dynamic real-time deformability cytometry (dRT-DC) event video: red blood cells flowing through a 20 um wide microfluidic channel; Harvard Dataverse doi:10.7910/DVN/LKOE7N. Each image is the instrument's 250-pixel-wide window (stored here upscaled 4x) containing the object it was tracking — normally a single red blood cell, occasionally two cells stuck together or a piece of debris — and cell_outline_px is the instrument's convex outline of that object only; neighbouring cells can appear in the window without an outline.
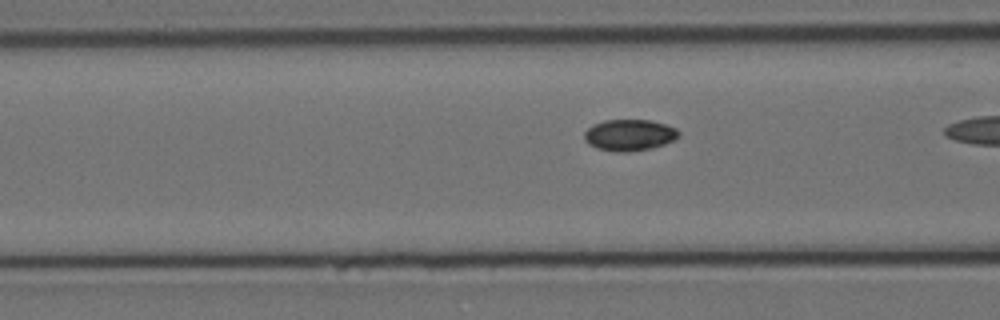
{"species": "Egyptian fruit bat (a non-hibernating species)", "species_latin": "Rousettus aegyptiacus", "temperature_condition": "cold", "stored_images_in_passage": 7, "camera_frame_rate_fps": 3000, "um_per_image_px": 0.085, "animal": {"sex": "female"}, "frame": {"image": 1, "passage_image": 4, "time_ms": 1.0, "image_size_px": [1000, 320], "cell_outline_px": [[680, 136], [664, 144], [652, 148], [628, 152], [616, 152], [596, 148], [588, 144], [584, 140], [584, 132], [592, 124], [604, 120], [652, 120], [676, 128], [680, 132]], "centroid_in_image_um": [53.47, 11.48], "position_along_channel_um": 113.1, "area_um2": 17.4}}